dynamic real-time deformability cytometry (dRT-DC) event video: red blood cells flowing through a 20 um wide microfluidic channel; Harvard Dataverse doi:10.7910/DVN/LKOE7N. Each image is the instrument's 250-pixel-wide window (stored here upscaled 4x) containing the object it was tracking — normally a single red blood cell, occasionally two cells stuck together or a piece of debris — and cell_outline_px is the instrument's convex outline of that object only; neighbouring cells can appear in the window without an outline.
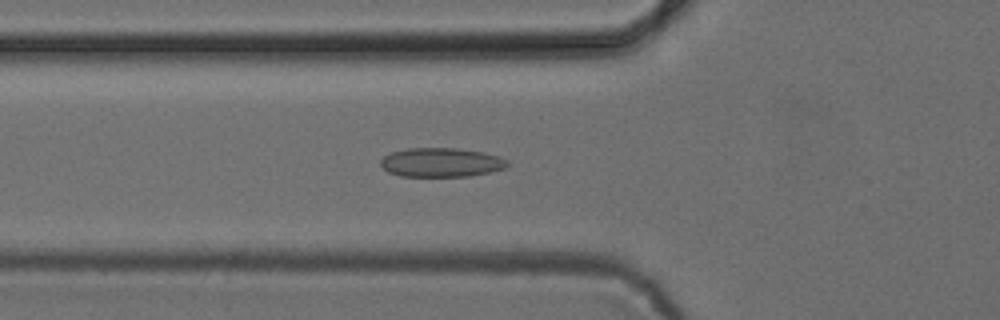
{"species": "common noctule bat (a hibernating species)", "species_latin": "Nyctalus noctula", "temperature_condition": "cold", "stored_images_in_passage": 52, "camera_frame_rate_fps": 3000, "um_per_image_px": 0.085, "animal": {"sex": "female", "body_mass_g": 24.6, "forearm_length_mm": 56.2}, "frame": {"image": 1, "passage_image": 18, "time_ms": 5.667, "image_size_px": [1000, 320], "cell_outline_px": [[508, 164], [504, 168], [488, 172], [468, 176], [400, 176], [388, 172], [380, 164], [380, 160], [384, 156], [392, 152], [408, 148], [460, 148], [484, 152], [500, 156], [508, 160]], "centroid_in_image_um": [37.5, 13.79], "position_along_channel_um": 88.3, "area_um2": 21.5}}
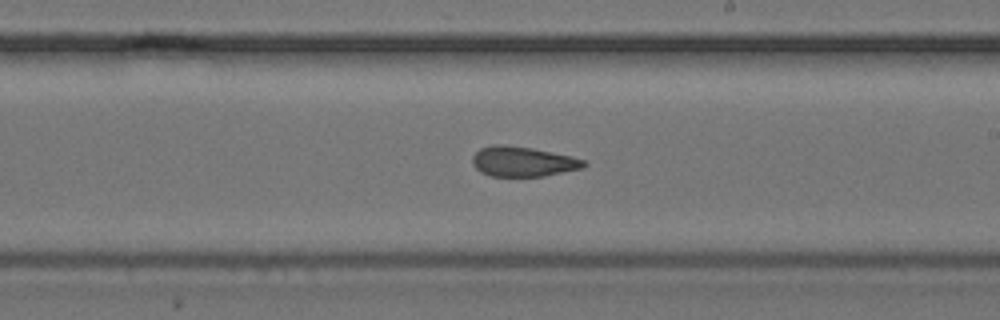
{"frame": {"image": 2, "passage_image": 30, "time_ms": 9.667, "image_size_px": [1000, 320], "cell_outline_px": [[588, 164], [584, 168], [544, 176], [492, 176], [480, 172], [472, 164], [472, 156], [480, 148], [496, 144], [504, 144], [532, 148], [572, 156], [584, 160]], "centroid_in_image_um": [44.45, 13.73], "position_along_channel_um": 244.5, "area_um2": 19.59}}
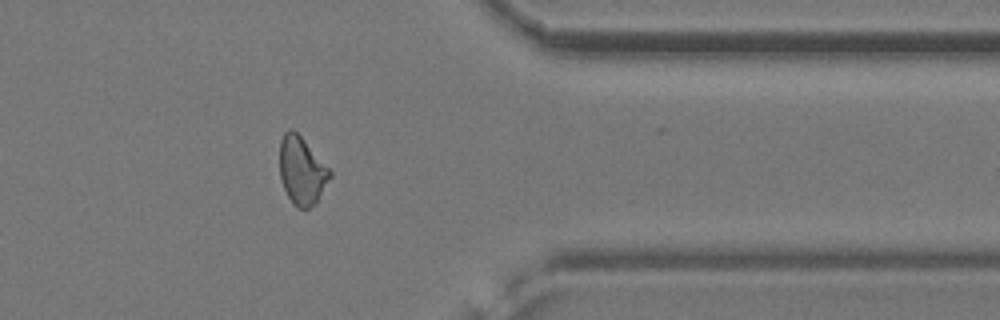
{"frame": {"image": 3, "passage_image": 42, "time_ms": 13.667, "image_size_px": [1000, 320], "cell_outline_px": [[332, 176], [316, 204], [308, 208], [296, 208], [292, 204], [284, 188], [280, 176], [280, 140], [284, 132], [288, 128], [292, 128], [304, 140], [332, 172]], "centroid_in_image_um": [25.65, 14.53], "position_along_channel_um": 385.7, "area_um2": 19.88}, "authors_computed_cell_mechanics": {"area_um2": 20.1722, "velocity_mm_per_s": 3.884, "shape_relaxation_time_tau1_ms": null, "shape_relaxation_time_tau2_ms": 3.6308, "deformation_change_tau1": null, "deformation_change_tau2": 0.0856}}